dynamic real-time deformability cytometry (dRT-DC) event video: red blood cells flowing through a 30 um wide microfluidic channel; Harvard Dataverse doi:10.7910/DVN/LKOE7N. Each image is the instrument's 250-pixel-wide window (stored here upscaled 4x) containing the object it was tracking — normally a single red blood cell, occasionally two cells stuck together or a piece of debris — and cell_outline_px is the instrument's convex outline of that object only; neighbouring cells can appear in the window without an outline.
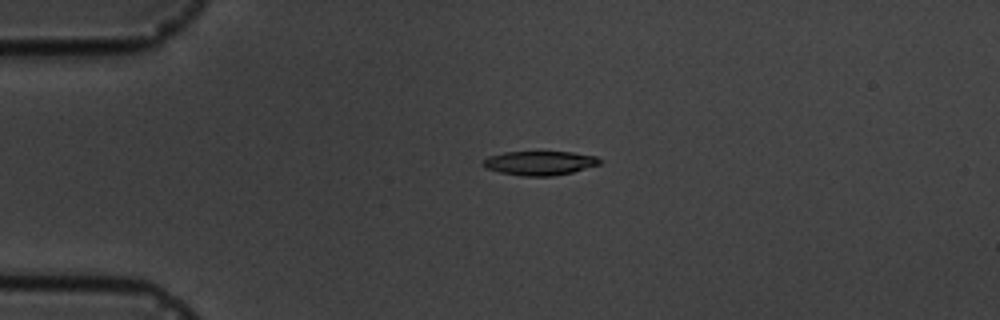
{"species": "common noctule bat (a hibernating species)", "species_latin": "Nyctalus noctula", "temperature_condition": "cold", "stored_images_in_passage": 2, "camera_frame_rate_fps": 3000, "um_per_image_px": 0.085, "animal": {"sex": "male", "body_mass_g": 19.5, "forearm_length_mm": 54.6}, "frame": {"image": 1, "passage_image": 1, "time_ms": 0.0, "image_size_px": [1000, 320], "cell_outline_px": [[604, 160], [600, 164], [572, 172], [552, 176], [524, 176], [500, 172], [484, 168], [480, 164], [488, 156], [504, 152], [572, 152], [596, 156]], "centroid_in_image_um": [45.87, 13.85], "position_along_channel_um": 39.1, "area_um2": 16.47}}